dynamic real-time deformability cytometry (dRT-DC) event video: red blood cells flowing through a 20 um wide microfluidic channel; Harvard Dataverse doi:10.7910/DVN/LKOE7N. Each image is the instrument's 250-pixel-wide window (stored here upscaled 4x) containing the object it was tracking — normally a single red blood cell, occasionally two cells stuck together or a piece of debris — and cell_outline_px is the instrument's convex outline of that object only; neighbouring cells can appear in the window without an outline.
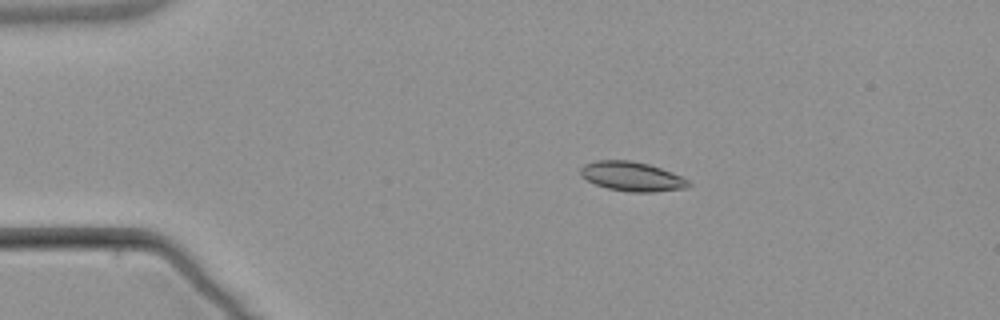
{"species": "common noctule bat (a hibernating species)", "species_latin": "Nyctalus noctula", "temperature_condition": "warm", "stored_images_in_passage": 5, "camera_frame_rate_fps": 3000, "um_per_image_px": 0.085, "animal": {"sex": "male", "body_mass_g": 21.5, "forearm_length_mm": 52.0}, "frame": {"image": 1, "passage_image": 3, "time_ms": 2.667, "image_size_px": [1000, 320], "cell_outline_px": [[692, 184], [684, 188], [652, 192], [628, 192], [608, 188], [596, 184], [588, 180], [580, 172], [580, 168], [584, 164], [596, 160], [632, 160], [648, 164], [672, 172], [688, 180]], "centroid_in_image_um": [53.72, 14.99], "position_along_channel_um": 31.3, "area_um2": 18.32}}
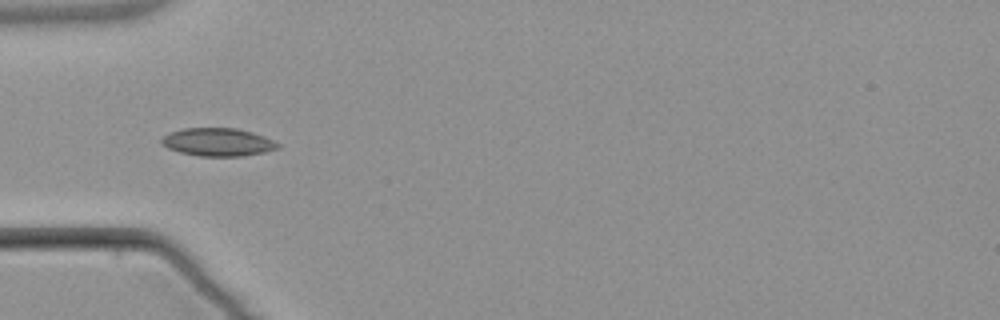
{"frame": {"image": 2, "passage_image": 5, "time_ms": 5.0, "image_size_px": [1000, 320], "cell_outline_px": [[280, 148], [264, 152], [244, 156], [200, 156], [180, 152], [168, 148], [160, 144], [160, 140], [168, 132], [184, 128], [236, 128], [252, 132], [264, 136], [280, 144]], "centroid_in_image_um": [18.51, 12.07], "position_along_channel_um": 66.5, "area_um2": 19.07}}